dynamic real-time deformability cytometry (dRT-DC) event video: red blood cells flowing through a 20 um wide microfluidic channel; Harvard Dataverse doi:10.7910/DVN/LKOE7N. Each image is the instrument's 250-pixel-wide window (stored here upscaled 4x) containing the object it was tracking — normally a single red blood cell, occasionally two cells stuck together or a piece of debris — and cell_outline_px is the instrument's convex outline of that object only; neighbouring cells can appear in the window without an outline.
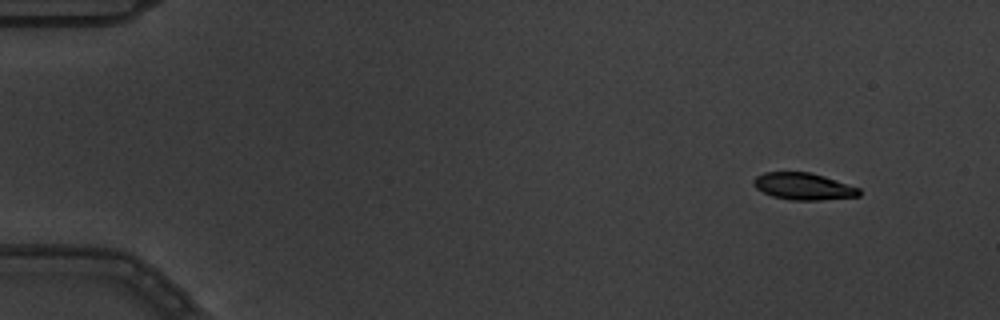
{"species": "common noctule bat (a hibernating species)", "species_latin": "Nyctalus noctula", "temperature_condition": "warm", "stored_images_in_passage": 5, "segment_of_instrument_passage": [1, 2], "camera_frame_rate_fps": 3000, "um_per_image_px": 0.085, "animal": {"sex": "male", "body_mass_g": 19.5, "forearm_length_mm": 54.6}, "frame": {"image": 1, "passage_image": 1, "time_ms": 0.0, "image_size_px": [1000, 320], "cell_outline_px": [[860, 196], [820, 200], [792, 200], [772, 196], [756, 188], [752, 184], [752, 180], [756, 176], [764, 172], [812, 172], [860, 188]], "centroid_in_image_um": [68.28, 15.83], "position_along_channel_um": 16.7, "area_um2": 16.59}}